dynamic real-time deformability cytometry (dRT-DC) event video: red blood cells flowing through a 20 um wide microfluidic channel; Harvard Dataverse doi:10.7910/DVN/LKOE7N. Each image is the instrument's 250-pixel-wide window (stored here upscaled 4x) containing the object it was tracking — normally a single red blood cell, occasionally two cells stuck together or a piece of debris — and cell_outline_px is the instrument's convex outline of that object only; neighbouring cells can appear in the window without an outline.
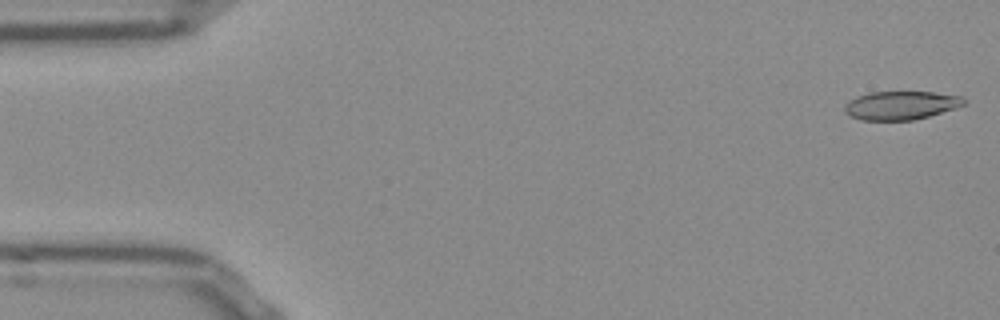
{"species": "Egyptian fruit bat (a non-hibernating species)", "species_latin": "Rousettus aegyptiacus", "temperature_condition": "room temperature", "stored_images_in_passage": 52, "camera_frame_rate_fps": 3000, "um_per_image_px": 0.085, "frame": {"image": 1, "passage_image": 1, "time_ms": 0.0, "image_size_px": [1000, 320], "cell_outline_px": [[964, 104], [956, 108], [928, 116], [912, 120], [860, 120], [848, 116], [844, 112], [844, 104], [848, 100], [856, 96], [868, 92], [932, 92], [964, 96]], "centroid_in_image_um": [76.52, 8.95], "position_along_channel_um": 8.5, "area_um2": 20.0}}
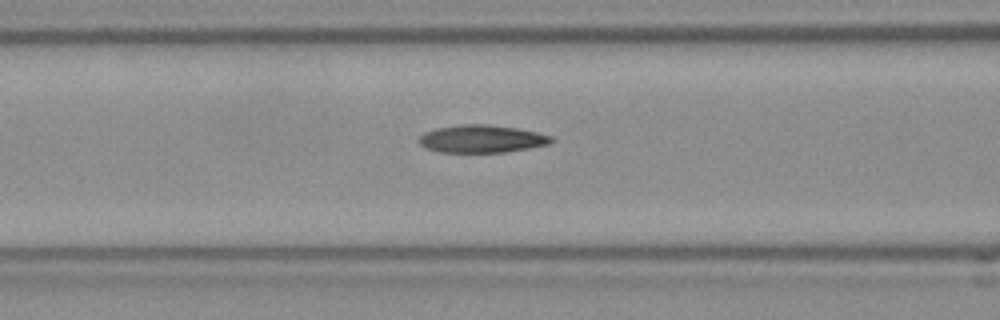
{"frame": {"image": 2, "passage_image": 20, "time_ms": 6.333, "image_size_px": [1000, 320], "cell_outline_px": [[556, 140], [548, 144], [508, 152], [440, 152], [424, 148], [416, 140], [424, 132], [436, 128], [460, 124], [488, 124], [516, 128], [536, 132], [552, 136]], "centroid_in_image_um": [40.92, 11.8], "position_along_channel_um": 125.7, "area_um2": 21.5}}
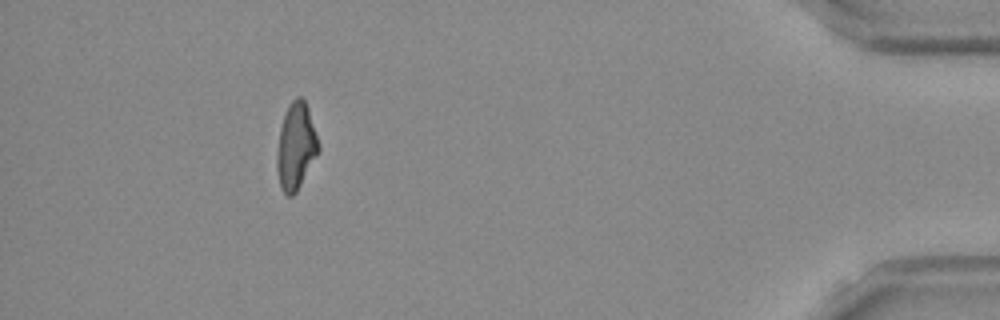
{"frame": {"image": 3, "passage_image": 47, "time_ms": 15.333, "image_size_px": [1000, 320], "cell_outline_px": [[320, 152], [296, 192], [292, 196], [288, 196], [280, 188], [276, 168], [276, 152], [280, 128], [288, 104], [296, 96], [300, 96], [304, 100], [308, 108], [320, 144]], "centroid_in_image_um": [25.16, 12.45], "position_along_channel_um": 410.0, "area_um2": 21.27}, "authors_computed_cell_mechanics": {"area_um2": 20.9814, "velocity_mm_per_s": 3.8513, "shape_relaxation_time_tau1_ms": null, "shape_relaxation_time_tau2_ms": 4.8895, "deformation_change_tau1": null, "deformation_change_tau2": 0.139}}